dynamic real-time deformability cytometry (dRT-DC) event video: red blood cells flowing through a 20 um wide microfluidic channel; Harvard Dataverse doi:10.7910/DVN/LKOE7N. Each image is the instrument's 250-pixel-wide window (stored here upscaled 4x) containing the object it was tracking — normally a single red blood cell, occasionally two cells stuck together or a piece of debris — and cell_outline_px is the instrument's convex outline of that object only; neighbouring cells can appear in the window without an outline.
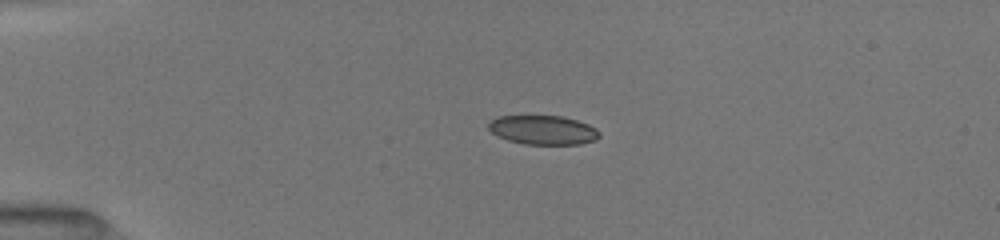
{"species": "common noctule bat (a hibernating species)", "species_latin": "Nyctalus noctula", "temperature_condition": "room temperature", "stored_images_in_passage": 17, "camera_frame_rate_fps": 3000, "um_per_image_px": 0.085, "animal": {"sex": "female", "body_mass_g": 19.5, "forearm_length_mm": 54.1}, "frame": {"image": 1, "passage_image": 7, "time_ms": 4.0, "image_size_px": [1000, 240], "cell_outline_px": [[600, 136], [596, 140], [580, 144], [524, 144], [508, 140], [496, 136], [488, 128], [488, 124], [496, 116], [564, 116], [588, 124], [596, 128], [600, 132]], "centroid_in_image_um": [46.16, 11.05], "position_along_channel_um": 38.8, "area_um2": 18.9}}
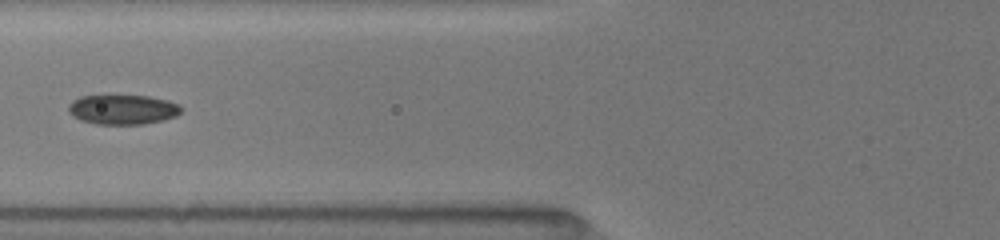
{"frame": {"image": 2, "passage_image": 10, "time_ms": 7.0, "image_size_px": [1000, 240], "cell_outline_px": [[184, 108], [176, 116], [164, 120], [144, 124], [96, 124], [80, 120], [72, 116], [68, 112], [68, 104], [72, 100], [80, 96], [148, 96], [168, 100], [180, 104]], "centroid_in_image_um": [10.44, 9.31], "position_along_channel_um": 115.4, "area_um2": 19.71}}
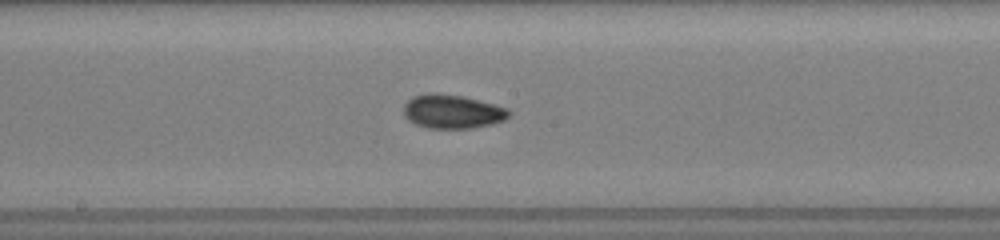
{"frame": {"image": 3, "passage_image": 14, "time_ms": 9.333, "image_size_px": [1000, 240], "cell_outline_px": [[512, 112], [504, 120], [492, 124], [472, 128], [428, 128], [416, 124], [408, 120], [404, 116], [404, 104], [412, 96], [436, 92], [464, 96], [508, 108]], "centroid_in_image_um": [38.45, 9.47], "position_along_channel_um": 209.8, "area_um2": 20.87}}